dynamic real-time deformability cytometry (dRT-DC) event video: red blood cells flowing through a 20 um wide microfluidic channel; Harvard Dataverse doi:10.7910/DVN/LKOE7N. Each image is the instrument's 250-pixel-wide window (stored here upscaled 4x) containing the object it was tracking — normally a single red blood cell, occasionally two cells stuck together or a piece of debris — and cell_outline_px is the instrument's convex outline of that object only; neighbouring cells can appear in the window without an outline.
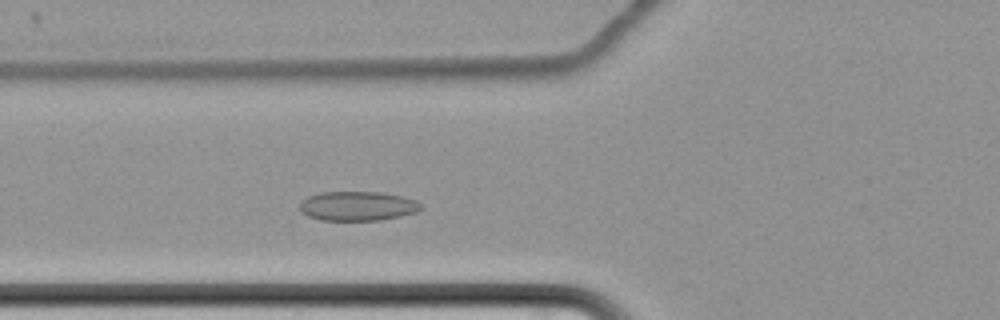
{"species": "common noctule bat (a hibernating species)", "species_latin": "Nyctalus noctula", "temperature_condition": "cold", "stored_images_in_passage": 54, "camera_frame_rate_fps": 3000, "um_per_image_px": 0.085, "animal": {"sex": "female", "body_mass_g": 22.7, "forearm_length_mm": 54.2}, "frame": {"image": 1, "passage_image": 15, "time_ms": 4.667, "image_size_px": [1000, 320], "cell_outline_px": [[420, 208], [416, 212], [400, 216], [380, 220], [320, 220], [308, 216], [300, 212], [300, 200], [308, 196], [320, 192], [380, 192], [400, 196], [416, 200], [420, 204]], "centroid_in_image_um": [30.33, 17.51], "position_along_channel_um": 95.5, "area_um2": 20.69}}
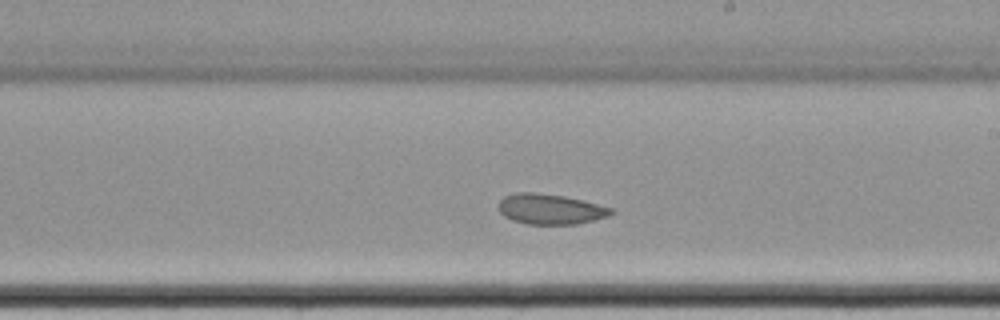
{"frame": {"image": 2, "passage_image": 28, "time_ms": 9.0, "image_size_px": [1000, 320], "cell_outline_px": [[616, 212], [608, 216], [576, 224], [528, 224], [512, 220], [504, 216], [500, 212], [500, 200], [504, 196], [516, 192], [536, 192], [564, 196], [612, 208]], "centroid_in_image_um": [46.76, 17.77], "position_along_channel_um": 242.2, "area_um2": 19.71}}
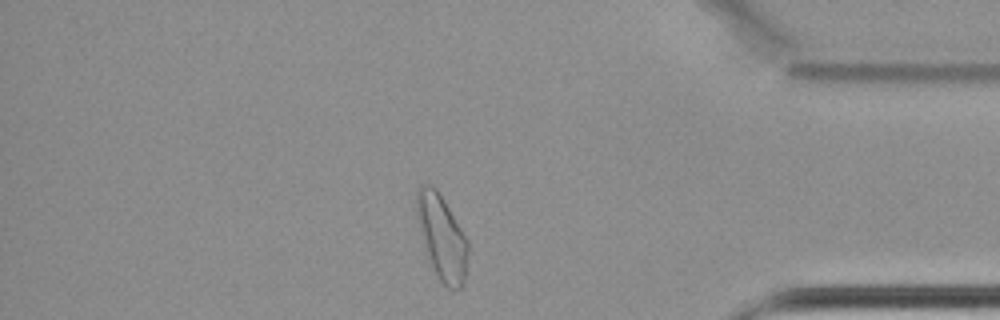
{"frame": {"image": 3, "passage_image": 44, "time_ms": 14.333, "image_size_px": [1000, 320], "cell_outline_px": [[468, 252], [464, 280], [460, 288], [448, 288], [436, 276], [428, 260], [424, 248], [416, 216], [416, 192], [420, 184], [432, 184], [436, 188], [444, 200], [468, 240]], "centroid_in_image_um": [37.52, 20.14], "position_along_channel_um": 397.7, "area_um2": 25.43}, "authors_computed_cell_mechanics": {"area_um2": 21.4727, "velocity_mm_per_s": 3.3949, "shape_relaxation_time_tau1_ms": null, "shape_relaxation_time_tau2_ms": 10.3056, "deformation_change_tau1": null, "deformation_change_tau2": 0.1085}}